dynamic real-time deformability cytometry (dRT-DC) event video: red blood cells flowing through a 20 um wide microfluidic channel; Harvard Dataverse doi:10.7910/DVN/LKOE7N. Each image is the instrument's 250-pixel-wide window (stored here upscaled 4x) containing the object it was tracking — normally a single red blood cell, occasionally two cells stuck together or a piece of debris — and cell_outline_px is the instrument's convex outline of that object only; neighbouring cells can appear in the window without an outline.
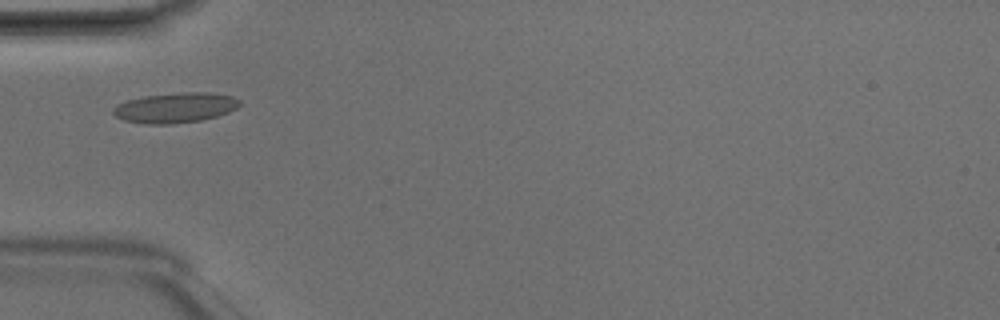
{"species": "Egyptian fruit bat (a non-hibernating species)", "species_latin": "Rousettus aegyptiacus", "temperature_condition": "room temperature", "stored_images_in_passage": 1, "camera_frame_rate_fps": 3000, "um_per_image_px": 0.085, "animal": {"sex": "male"}, "frame": {"image": 1, "passage_image": 1, "time_ms": 0.0, "image_size_px": [1000, 320], "cell_outline_px": [[240, 104], [236, 108], [228, 112], [216, 116], [200, 120], [172, 124], [144, 124], [124, 120], [116, 116], [112, 112], [112, 108], [116, 104], [128, 100], [144, 96], [184, 92], [208, 92], [232, 96], [240, 100]], "centroid_in_image_um": [14.87, 9.15], "position_along_channel_um": 70.1, "area_um2": 22.14}}